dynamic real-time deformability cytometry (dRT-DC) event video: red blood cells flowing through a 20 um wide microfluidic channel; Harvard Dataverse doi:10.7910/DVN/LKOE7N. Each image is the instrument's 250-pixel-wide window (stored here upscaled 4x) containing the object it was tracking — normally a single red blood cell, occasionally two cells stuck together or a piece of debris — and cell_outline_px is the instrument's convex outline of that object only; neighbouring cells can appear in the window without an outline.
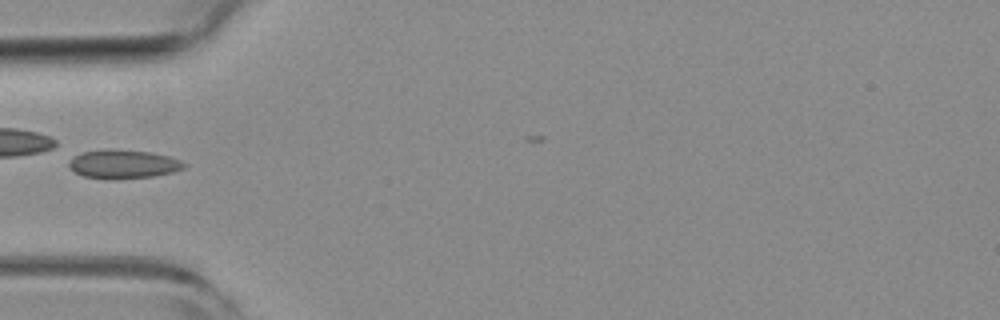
{"species": "common noctule bat (a hibernating species)", "species_latin": "Nyctalus noctula", "temperature_condition": "room temperature", "stored_images_in_passage": 19, "camera_frame_rate_fps": 3000, "um_per_image_px": 0.085, "animal": {"sex": "female", "body_mass_g": 19.3, "forearm_length_mm": 54.1}, "frame": {"image": 1, "passage_image": 1, "time_ms": 0.0, "image_size_px": [1000, 320], "cell_outline_px": [[188, 164], [184, 168], [172, 172], [156, 176], [116, 180], [108, 180], [84, 176], [68, 168], [68, 160], [84, 152], [148, 152], [168, 156], [180, 160]], "centroid_in_image_um": [10.51, 14.02], "position_along_channel_um": 74.5, "area_um2": 18.61}}